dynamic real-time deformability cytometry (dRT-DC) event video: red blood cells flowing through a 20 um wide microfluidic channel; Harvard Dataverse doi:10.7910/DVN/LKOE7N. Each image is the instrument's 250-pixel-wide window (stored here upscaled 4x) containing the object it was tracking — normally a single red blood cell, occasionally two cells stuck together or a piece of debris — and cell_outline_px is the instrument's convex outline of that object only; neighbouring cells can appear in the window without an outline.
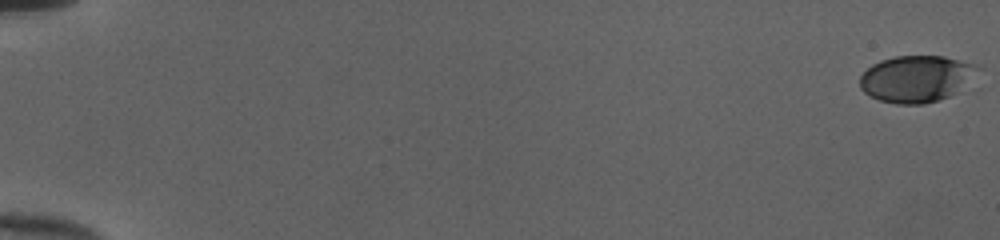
{"species": "human", "species_latin": "Homo sapiens", "temperature_condition": "cold", "stored_images_in_passage": 53, "camera_frame_rate_fps": 3000, "um_per_image_px": 0.085, "donor": {"sex": "female"}, "frame": {"image": 1, "passage_image": 1, "time_ms": 0.0, "image_size_px": [1000, 240], "cell_outline_px": [[984, 68], [968, 88], [960, 92], [924, 104], [896, 104], [880, 100], [864, 92], [860, 88], [860, 76], [872, 64], [880, 60], [896, 56], [944, 56], [984, 64]], "centroid_in_image_um": [78.06, 6.67], "position_along_channel_um": 6.9, "area_um2": 33.12}}
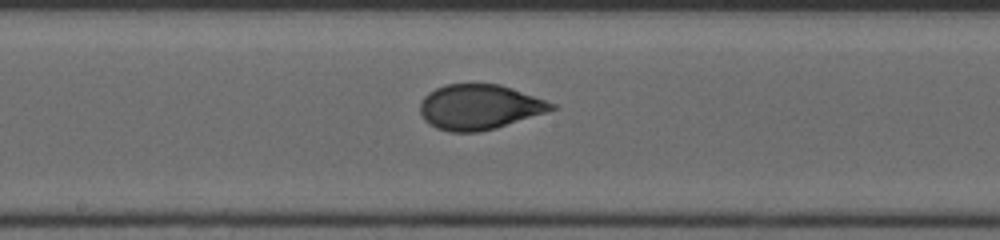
{"frame": {"image": 2, "passage_image": 31, "time_ms": 10.0, "image_size_px": [1000, 240], "cell_outline_px": [[560, 108], [496, 128], [480, 132], [452, 132], [436, 128], [428, 124], [424, 120], [420, 112], [420, 104], [424, 96], [428, 92], [444, 84], [500, 84], [512, 88], [556, 104]], "centroid_in_image_um": [40.74, 9.1], "position_along_channel_um": 207.5, "area_um2": 34.68}}
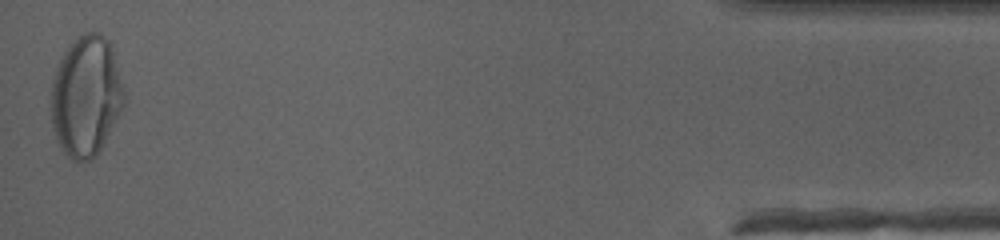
{"frame": {"image": 3, "passage_image": 53, "time_ms": 17.333, "image_size_px": [1000, 240], "cell_outline_px": [[124, 104], [96, 156], [88, 160], [72, 160], [60, 148], [56, 140], [52, 128], [48, 104], [52, 80], [60, 56], [68, 44], [72, 40], [84, 32], [100, 32], [108, 40], [112, 48], [124, 88]], "centroid_in_image_um": [7.25, 8.14], "position_along_channel_um": 427.9, "area_um2": 51.9}, "authors_computed_cell_mechanics": {"area_um2": 34.5644, "velocity_mm_per_s": 4.0404, "shape_relaxation_time_tau1_ms": 4.3423, "shape_relaxation_time_tau2_ms": null, "deformation_change_tau1": 0.1744, "deformation_change_tau2": null}}